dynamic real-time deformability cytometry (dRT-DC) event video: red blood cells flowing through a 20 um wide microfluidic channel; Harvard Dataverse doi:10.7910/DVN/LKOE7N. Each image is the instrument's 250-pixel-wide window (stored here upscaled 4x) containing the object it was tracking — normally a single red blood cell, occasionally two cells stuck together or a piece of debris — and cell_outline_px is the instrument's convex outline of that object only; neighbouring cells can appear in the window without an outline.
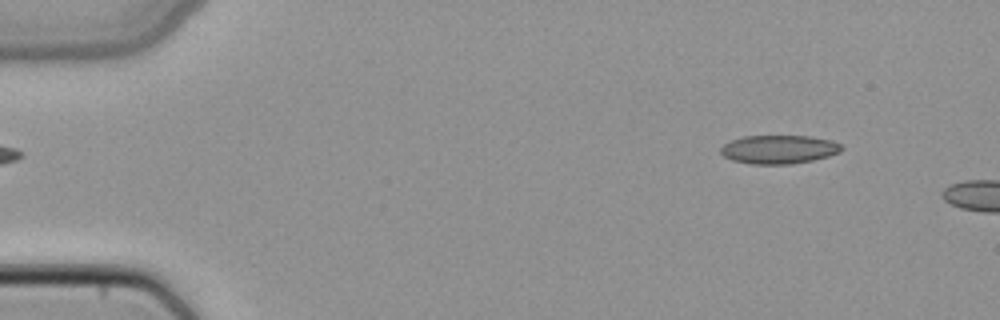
{"species": "common noctule bat (a hibernating species)", "species_latin": "Nyctalus noctula", "temperature_condition": "cold", "stored_images_in_passage": 2, "camera_frame_rate_fps": 3000, "um_per_image_px": 0.085, "animal": {"sex": "female", "body_mass_g": 22.7, "forearm_length_mm": 54.2}, "frame": {"image": 1, "passage_image": 1, "time_ms": 0.0, "image_size_px": [1000, 320], "cell_outline_px": [[844, 148], [840, 152], [828, 156], [812, 160], [792, 164], [752, 164], [732, 160], [724, 156], [720, 152], [720, 148], [724, 144], [732, 140], [744, 136], [812, 136], [832, 140], [840, 144]], "centroid_in_image_um": [66.22, 12.69], "position_along_channel_um": 18.8, "area_um2": 20.17}}